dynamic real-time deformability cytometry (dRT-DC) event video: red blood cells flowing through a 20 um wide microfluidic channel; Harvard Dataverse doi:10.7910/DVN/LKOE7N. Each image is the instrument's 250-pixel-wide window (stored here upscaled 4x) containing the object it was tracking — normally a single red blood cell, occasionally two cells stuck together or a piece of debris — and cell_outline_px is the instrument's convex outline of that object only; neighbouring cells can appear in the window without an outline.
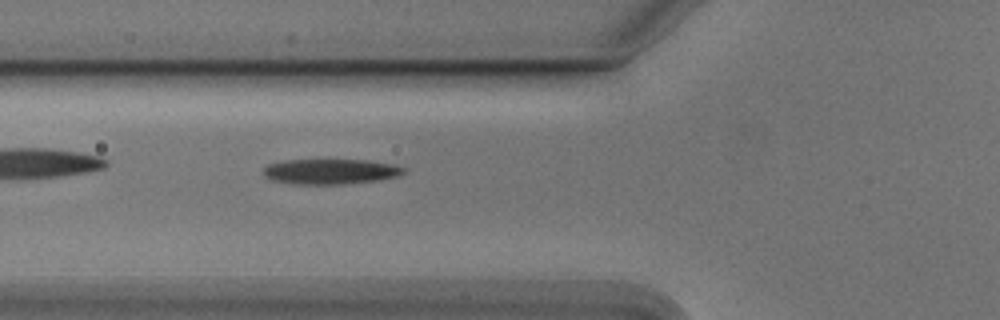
{"species": "Egyptian fruit bat (a non-hibernating species)", "species_latin": "Rousettus aegyptiacus", "temperature_condition": "cold", "stored_images_in_passage": 35, "camera_frame_rate_fps": 3000, "um_per_image_px": 0.085, "animal": {"sex": "male"}, "frame": {"image": 1, "passage_image": 5, "time_ms": 1.333, "image_size_px": [1000, 320], "cell_outline_px": [[408, 172], [400, 176], [380, 180], [344, 184], [296, 184], [272, 180], [264, 176], [264, 168], [268, 164], [288, 160], [368, 160], [396, 164], [408, 168]], "centroid_in_image_um": [28.21, 14.58], "position_along_channel_um": 97.6, "area_um2": 20.92}}
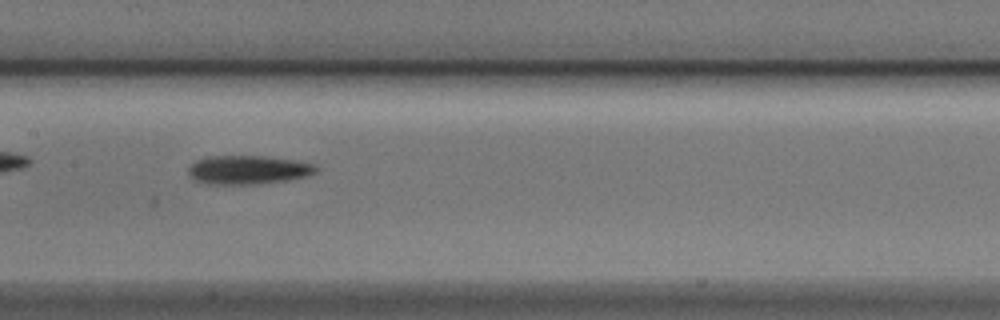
{"frame": {"image": 2, "passage_image": 12, "time_ms": 3.667, "image_size_px": [1000, 320], "cell_outline_px": [[320, 168], [316, 172], [304, 176], [284, 180], [256, 184], [208, 184], [196, 180], [188, 172], [188, 168], [196, 160], [208, 156], [264, 156], [292, 160], [316, 164]], "centroid_in_image_um": [21.08, 14.43], "position_along_channel_um": 186.3, "area_um2": 21.15}}
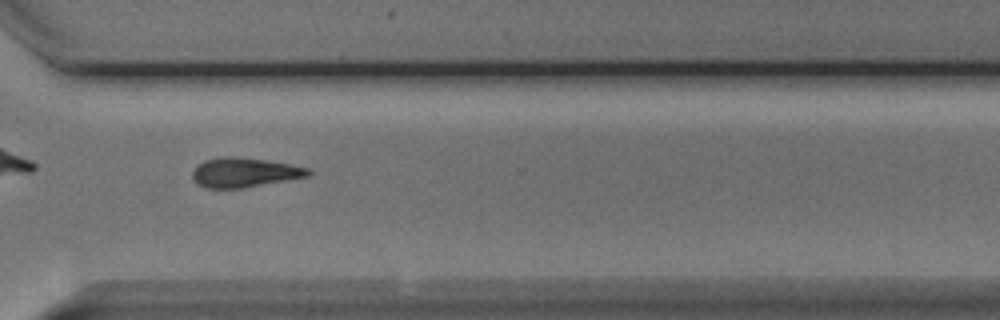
{"frame": {"image": 3, "passage_image": 25, "time_ms": 8.0, "image_size_px": [1000, 320], "cell_outline_px": [[312, 176], [240, 188], [208, 188], [196, 184], [192, 176], [192, 172], [196, 164], [204, 160], [220, 156], [228, 156], [264, 160], [292, 164], [308, 168], [312, 172]], "centroid_in_image_um": [20.76, 14.65], "position_along_channel_um": 349.8, "area_um2": 20.0}}